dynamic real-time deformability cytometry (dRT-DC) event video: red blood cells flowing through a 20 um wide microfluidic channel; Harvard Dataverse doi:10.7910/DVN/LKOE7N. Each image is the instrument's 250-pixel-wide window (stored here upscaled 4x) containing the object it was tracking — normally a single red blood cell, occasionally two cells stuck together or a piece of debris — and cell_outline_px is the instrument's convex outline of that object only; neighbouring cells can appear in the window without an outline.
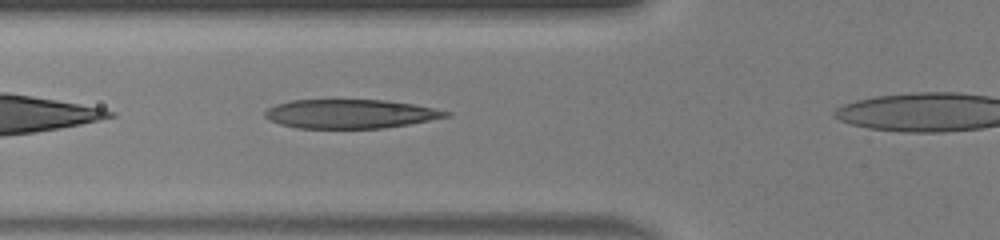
{"species": "human", "species_latin": "Homo sapiens", "temperature_condition": "warm", "stored_images_in_passage": 28, "camera_frame_rate_fps": 3000, "um_per_image_px": 0.085, "donor": {"sex": "male"}, "frame": {"image": 1, "passage_image": 4, "time_ms": 1.0, "image_size_px": [1000, 240], "cell_outline_px": [[452, 116], [408, 124], [384, 128], [296, 128], [280, 124], [268, 120], [264, 116], [264, 112], [268, 108], [276, 104], [292, 100], [388, 100], [412, 104], [452, 112]], "centroid_in_image_um": [29.76, 9.68], "position_along_channel_um": 96.0, "area_um2": 30.58}}
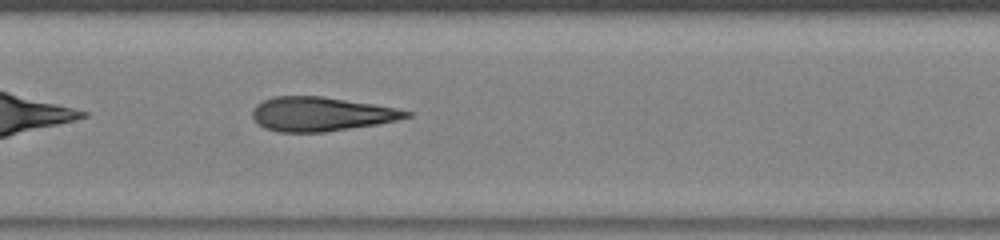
{"frame": {"image": 2, "passage_image": 10, "time_ms": 3.0, "image_size_px": [1000, 240], "cell_outline_px": [[412, 116], [396, 120], [376, 124], [324, 132], [280, 132], [264, 128], [252, 116], [252, 108], [256, 104], [264, 100], [276, 96], [320, 96], [372, 104], [396, 108], [412, 112]], "centroid_in_image_um": [27.26, 9.69], "position_along_channel_um": 180.1, "area_um2": 30.29}}
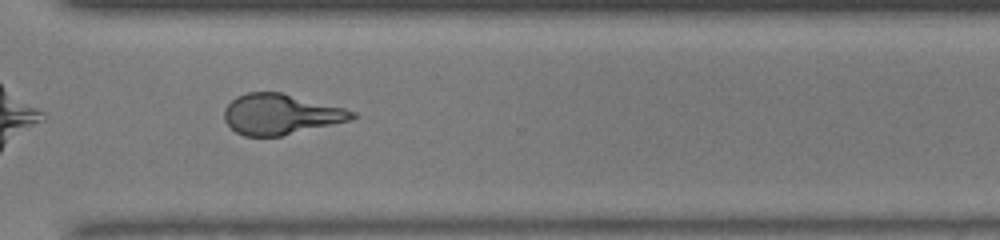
{"frame": {"image": 3, "passage_image": 22, "time_ms": 7.0, "image_size_px": [1000, 240], "cell_outline_px": [[356, 116], [352, 120], [280, 136], [244, 136], [236, 132], [224, 120], [224, 108], [236, 96], [248, 92], [280, 92], [344, 108], [356, 112]], "centroid_in_image_um": [23.84, 9.71], "position_along_channel_um": 346.8, "area_um2": 30.0}}